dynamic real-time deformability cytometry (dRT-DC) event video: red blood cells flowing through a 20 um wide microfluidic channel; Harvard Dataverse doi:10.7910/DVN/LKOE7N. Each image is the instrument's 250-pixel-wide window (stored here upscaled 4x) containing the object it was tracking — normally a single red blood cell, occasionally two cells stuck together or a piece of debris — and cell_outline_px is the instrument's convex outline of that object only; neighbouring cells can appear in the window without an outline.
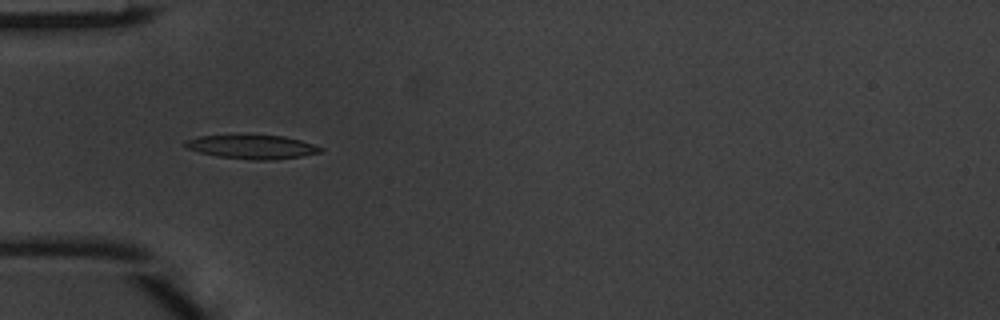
{"species": "common noctule bat (a hibernating species)", "species_latin": "Nyctalus noctula", "temperature_condition": "warm", "stored_images_in_passage": 6, "camera_frame_rate_fps": 3000, "um_per_image_px": 0.085, "animal": {"sex": "male", "body_mass_g": 20.1, "forearm_length_mm": 53.5}, "frame": {"image": 1, "passage_image": 4, "time_ms": 1.0, "image_size_px": [1000, 320], "cell_outline_px": [[324, 152], [300, 156], [272, 160], [252, 160], [216, 156], [184, 148], [184, 140], [200, 136], [284, 136], [300, 140], [324, 148]], "centroid_in_image_um": [21.43, 12.5], "position_along_channel_um": 63.6, "area_um2": 18.61}}
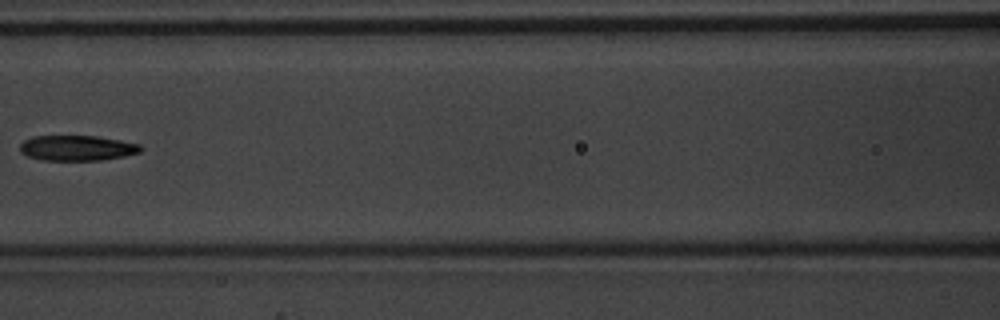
{"frame": {"image": 2, "passage_image": 6, "time_ms": 1.667, "image_size_px": [1000, 320], "cell_outline_px": [[144, 148], [140, 152], [124, 156], [100, 160], [44, 160], [28, 156], [20, 152], [20, 144], [24, 140], [32, 136], [96, 136], [120, 140], [140, 144]], "centroid_in_image_um": [6.56, 12.57], "position_along_channel_um": 160.0, "area_um2": 17.8}}